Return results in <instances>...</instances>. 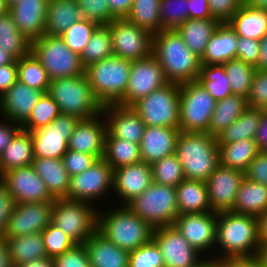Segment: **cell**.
<instances>
[{"label":"cell","instance_id":"11e5206c","mask_svg":"<svg viewBox=\"0 0 267 267\" xmlns=\"http://www.w3.org/2000/svg\"><path fill=\"white\" fill-rule=\"evenodd\" d=\"M246 4L250 7L267 11V0H249Z\"/></svg>","mask_w":267,"mask_h":267},{"label":"cell","instance_id":"816d5d0a","mask_svg":"<svg viewBox=\"0 0 267 267\" xmlns=\"http://www.w3.org/2000/svg\"><path fill=\"white\" fill-rule=\"evenodd\" d=\"M47 257L55 258L73 248L76 243L52 222L42 231Z\"/></svg>","mask_w":267,"mask_h":267},{"label":"cell","instance_id":"f6af8a7d","mask_svg":"<svg viewBox=\"0 0 267 267\" xmlns=\"http://www.w3.org/2000/svg\"><path fill=\"white\" fill-rule=\"evenodd\" d=\"M197 81L216 101L232 95L223 64L201 65Z\"/></svg>","mask_w":267,"mask_h":267},{"label":"cell","instance_id":"30bf717a","mask_svg":"<svg viewBox=\"0 0 267 267\" xmlns=\"http://www.w3.org/2000/svg\"><path fill=\"white\" fill-rule=\"evenodd\" d=\"M97 213L92 204L79 200L55 199L51 222L76 244H84L97 230Z\"/></svg>","mask_w":267,"mask_h":267},{"label":"cell","instance_id":"94428289","mask_svg":"<svg viewBox=\"0 0 267 267\" xmlns=\"http://www.w3.org/2000/svg\"><path fill=\"white\" fill-rule=\"evenodd\" d=\"M245 178L267 187V151H260L244 172Z\"/></svg>","mask_w":267,"mask_h":267},{"label":"cell","instance_id":"6da1fadb","mask_svg":"<svg viewBox=\"0 0 267 267\" xmlns=\"http://www.w3.org/2000/svg\"><path fill=\"white\" fill-rule=\"evenodd\" d=\"M216 245L222 248V253L211 259L220 263L257 257L260 254L257 217L232 211L217 213Z\"/></svg>","mask_w":267,"mask_h":267},{"label":"cell","instance_id":"f35d334b","mask_svg":"<svg viewBox=\"0 0 267 267\" xmlns=\"http://www.w3.org/2000/svg\"><path fill=\"white\" fill-rule=\"evenodd\" d=\"M15 265L47 257L42 232L6 238Z\"/></svg>","mask_w":267,"mask_h":267},{"label":"cell","instance_id":"4fadbf2b","mask_svg":"<svg viewBox=\"0 0 267 267\" xmlns=\"http://www.w3.org/2000/svg\"><path fill=\"white\" fill-rule=\"evenodd\" d=\"M107 26L112 38L113 56L136 61L152 54V35L126 18L115 19Z\"/></svg>","mask_w":267,"mask_h":267},{"label":"cell","instance_id":"003e7915","mask_svg":"<svg viewBox=\"0 0 267 267\" xmlns=\"http://www.w3.org/2000/svg\"><path fill=\"white\" fill-rule=\"evenodd\" d=\"M111 11V15L115 19H124L129 15L133 0H106Z\"/></svg>","mask_w":267,"mask_h":267},{"label":"cell","instance_id":"8992f818","mask_svg":"<svg viewBox=\"0 0 267 267\" xmlns=\"http://www.w3.org/2000/svg\"><path fill=\"white\" fill-rule=\"evenodd\" d=\"M131 61L111 56L85 68L95 98L102 106L117 104L125 95Z\"/></svg>","mask_w":267,"mask_h":267},{"label":"cell","instance_id":"7c38bea8","mask_svg":"<svg viewBox=\"0 0 267 267\" xmlns=\"http://www.w3.org/2000/svg\"><path fill=\"white\" fill-rule=\"evenodd\" d=\"M114 170L102 158L80 174L70 177L67 199L94 204L107 192H112ZM104 194V195H103ZM102 195V196H101ZM98 199V200H97Z\"/></svg>","mask_w":267,"mask_h":267},{"label":"cell","instance_id":"7a4b0ae2","mask_svg":"<svg viewBox=\"0 0 267 267\" xmlns=\"http://www.w3.org/2000/svg\"><path fill=\"white\" fill-rule=\"evenodd\" d=\"M152 55L160 63L169 83L197 81L200 57L188 48L176 30H162L152 35Z\"/></svg>","mask_w":267,"mask_h":267},{"label":"cell","instance_id":"753ad0ef","mask_svg":"<svg viewBox=\"0 0 267 267\" xmlns=\"http://www.w3.org/2000/svg\"><path fill=\"white\" fill-rule=\"evenodd\" d=\"M256 70H267V33L260 40V53Z\"/></svg>","mask_w":267,"mask_h":267},{"label":"cell","instance_id":"603a6c76","mask_svg":"<svg viewBox=\"0 0 267 267\" xmlns=\"http://www.w3.org/2000/svg\"><path fill=\"white\" fill-rule=\"evenodd\" d=\"M153 183L151 165L141 161L114 169L113 192L123 205L141 195Z\"/></svg>","mask_w":267,"mask_h":267},{"label":"cell","instance_id":"a7ac6f4b","mask_svg":"<svg viewBox=\"0 0 267 267\" xmlns=\"http://www.w3.org/2000/svg\"><path fill=\"white\" fill-rule=\"evenodd\" d=\"M255 141L260 151H267V109H263L262 119L256 133Z\"/></svg>","mask_w":267,"mask_h":267},{"label":"cell","instance_id":"91938a15","mask_svg":"<svg viewBox=\"0 0 267 267\" xmlns=\"http://www.w3.org/2000/svg\"><path fill=\"white\" fill-rule=\"evenodd\" d=\"M260 53V41L251 38L238 37L236 58L246 64L257 66Z\"/></svg>","mask_w":267,"mask_h":267},{"label":"cell","instance_id":"1f68e13d","mask_svg":"<svg viewBox=\"0 0 267 267\" xmlns=\"http://www.w3.org/2000/svg\"><path fill=\"white\" fill-rule=\"evenodd\" d=\"M267 211V187L244 177L232 212L259 217Z\"/></svg>","mask_w":267,"mask_h":267},{"label":"cell","instance_id":"d6a6232c","mask_svg":"<svg viewBox=\"0 0 267 267\" xmlns=\"http://www.w3.org/2000/svg\"><path fill=\"white\" fill-rule=\"evenodd\" d=\"M82 19L75 0H49L45 21L46 35H61Z\"/></svg>","mask_w":267,"mask_h":267},{"label":"cell","instance_id":"9c48e42d","mask_svg":"<svg viewBox=\"0 0 267 267\" xmlns=\"http://www.w3.org/2000/svg\"><path fill=\"white\" fill-rule=\"evenodd\" d=\"M180 84L168 83L134 103L131 108L145 126L179 128Z\"/></svg>","mask_w":267,"mask_h":267},{"label":"cell","instance_id":"d4e9b609","mask_svg":"<svg viewBox=\"0 0 267 267\" xmlns=\"http://www.w3.org/2000/svg\"><path fill=\"white\" fill-rule=\"evenodd\" d=\"M49 0H19L9 7L19 31L30 41L45 34V21Z\"/></svg>","mask_w":267,"mask_h":267},{"label":"cell","instance_id":"e7e4bbea","mask_svg":"<svg viewBox=\"0 0 267 267\" xmlns=\"http://www.w3.org/2000/svg\"><path fill=\"white\" fill-rule=\"evenodd\" d=\"M0 121V154L11 142L16 133L21 129V125L8 119ZM6 120V121H5Z\"/></svg>","mask_w":267,"mask_h":267},{"label":"cell","instance_id":"9f6ffc18","mask_svg":"<svg viewBox=\"0 0 267 267\" xmlns=\"http://www.w3.org/2000/svg\"><path fill=\"white\" fill-rule=\"evenodd\" d=\"M54 267H91L84 244H76L62 255L53 258Z\"/></svg>","mask_w":267,"mask_h":267},{"label":"cell","instance_id":"f1b7e54d","mask_svg":"<svg viewBox=\"0 0 267 267\" xmlns=\"http://www.w3.org/2000/svg\"><path fill=\"white\" fill-rule=\"evenodd\" d=\"M32 166L54 200L67 199L70 176L62 158L35 157Z\"/></svg>","mask_w":267,"mask_h":267},{"label":"cell","instance_id":"979ff035","mask_svg":"<svg viewBox=\"0 0 267 267\" xmlns=\"http://www.w3.org/2000/svg\"><path fill=\"white\" fill-rule=\"evenodd\" d=\"M8 7L6 6L4 0H0V16L8 12Z\"/></svg>","mask_w":267,"mask_h":267},{"label":"cell","instance_id":"7402d4cb","mask_svg":"<svg viewBox=\"0 0 267 267\" xmlns=\"http://www.w3.org/2000/svg\"><path fill=\"white\" fill-rule=\"evenodd\" d=\"M103 118V113H100L93 118L81 119L68 140V149L102 159L107 134L106 121Z\"/></svg>","mask_w":267,"mask_h":267},{"label":"cell","instance_id":"c3c4849f","mask_svg":"<svg viewBox=\"0 0 267 267\" xmlns=\"http://www.w3.org/2000/svg\"><path fill=\"white\" fill-rule=\"evenodd\" d=\"M151 169L153 182L159 185L176 187L185 179L182 166L175 153L151 164Z\"/></svg>","mask_w":267,"mask_h":267},{"label":"cell","instance_id":"67dfc351","mask_svg":"<svg viewBox=\"0 0 267 267\" xmlns=\"http://www.w3.org/2000/svg\"><path fill=\"white\" fill-rule=\"evenodd\" d=\"M242 4H246L249 0H240Z\"/></svg>","mask_w":267,"mask_h":267},{"label":"cell","instance_id":"b9f144b4","mask_svg":"<svg viewBox=\"0 0 267 267\" xmlns=\"http://www.w3.org/2000/svg\"><path fill=\"white\" fill-rule=\"evenodd\" d=\"M160 0H133L127 20L155 35L162 31L159 14Z\"/></svg>","mask_w":267,"mask_h":267},{"label":"cell","instance_id":"ac0fdd59","mask_svg":"<svg viewBox=\"0 0 267 267\" xmlns=\"http://www.w3.org/2000/svg\"><path fill=\"white\" fill-rule=\"evenodd\" d=\"M173 225L201 254L216 246V212L179 214Z\"/></svg>","mask_w":267,"mask_h":267},{"label":"cell","instance_id":"4dcf8cb0","mask_svg":"<svg viewBox=\"0 0 267 267\" xmlns=\"http://www.w3.org/2000/svg\"><path fill=\"white\" fill-rule=\"evenodd\" d=\"M179 214L212 212L204 181L184 179L176 186Z\"/></svg>","mask_w":267,"mask_h":267},{"label":"cell","instance_id":"09005b40","mask_svg":"<svg viewBox=\"0 0 267 267\" xmlns=\"http://www.w3.org/2000/svg\"><path fill=\"white\" fill-rule=\"evenodd\" d=\"M256 258L261 262L263 267H267V252L260 253Z\"/></svg>","mask_w":267,"mask_h":267},{"label":"cell","instance_id":"89a4df30","mask_svg":"<svg viewBox=\"0 0 267 267\" xmlns=\"http://www.w3.org/2000/svg\"><path fill=\"white\" fill-rule=\"evenodd\" d=\"M258 222V245L260 253L267 252V211L257 217Z\"/></svg>","mask_w":267,"mask_h":267},{"label":"cell","instance_id":"5b68a950","mask_svg":"<svg viewBox=\"0 0 267 267\" xmlns=\"http://www.w3.org/2000/svg\"><path fill=\"white\" fill-rule=\"evenodd\" d=\"M47 94L57 103L61 114L88 119L102 113L103 106L95 98L86 73L51 80Z\"/></svg>","mask_w":267,"mask_h":267},{"label":"cell","instance_id":"ab89813d","mask_svg":"<svg viewBox=\"0 0 267 267\" xmlns=\"http://www.w3.org/2000/svg\"><path fill=\"white\" fill-rule=\"evenodd\" d=\"M0 48L14 60L27 55L31 49V41L19 31L9 12L0 16Z\"/></svg>","mask_w":267,"mask_h":267},{"label":"cell","instance_id":"11a10c76","mask_svg":"<svg viewBox=\"0 0 267 267\" xmlns=\"http://www.w3.org/2000/svg\"><path fill=\"white\" fill-rule=\"evenodd\" d=\"M248 107L267 109V70H256L247 96Z\"/></svg>","mask_w":267,"mask_h":267},{"label":"cell","instance_id":"e575fe53","mask_svg":"<svg viewBox=\"0 0 267 267\" xmlns=\"http://www.w3.org/2000/svg\"><path fill=\"white\" fill-rule=\"evenodd\" d=\"M220 22L215 18L187 19L176 31L188 48L198 57H202L207 43Z\"/></svg>","mask_w":267,"mask_h":267},{"label":"cell","instance_id":"7dc6e473","mask_svg":"<svg viewBox=\"0 0 267 267\" xmlns=\"http://www.w3.org/2000/svg\"><path fill=\"white\" fill-rule=\"evenodd\" d=\"M60 114L59 107L54 99L47 93H43L29 118L21 125V129L31 132L48 126Z\"/></svg>","mask_w":267,"mask_h":267},{"label":"cell","instance_id":"2e32d148","mask_svg":"<svg viewBox=\"0 0 267 267\" xmlns=\"http://www.w3.org/2000/svg\"><path fill=\"white\" fill-rule=\"evenodd\" d=\"M152 239L159 246L165 267H198L206 260L174 225L154 228Z\"/></svg>","mask_w":267,"mask_h":267},{"label":"cell","instance_id":"6f0895ef","mask_svg":"<svg viewBox=\"0 0 267 267\" xmlns=\"http://www.w3.org/2000/svg\"><path fill=\"white\" fill-rule=\"evenodd\" d=\"M99 158L87 153L73 151L68 149L63 155L62 160L64 167L68 171L69 176L80 174L91 167Z\"/></svg>","mask_w":267,"mask_h":267},{"label":"cell","instance_id":"83f0119b","mask_svg":"<svg viewBox=\"0 0 267 267\" xmlns=\"http://www.w3.org/2000/svg\"><path fill=\"white\" fill-rule=\"evenodd\" d=\"M238 36L228 22L220 23L200 58L201 65L224 64L236 58Z\"/></svg>","mask_w":267,"mask_h":267},{"label":"cell","instance_id":"836d02e7","mask_svg":"<svg viewBox=\"0 0 267 267\" xmlns=\"http://www.w3.org/2000/svg\"><path fill=\"white\" fill-rule=\"evenodd\" d=\"M228 23L238 37L260 41L267 33V11L243 4Z\"/></svg>","mask_w":267,"mask_h":267},{"label":"cell","instance_id":"5bb4252c","mask_svg":"<svg viewBox=\"0 0 267 267\" xmlns=\"http://www.w3.org/2000/svg\"><path fill=\"white\" fill-rule=\"evenodd\" d=\"M168 83L160 63L152 54L145 59L132 61L125 95L117 105L131 107Z\"/></svg>","mask_w":267,"mask_h":267},{"label":"cell","instance_id":"74e56055","mask_svg":"<svg viewBox=\"0 0 267 267\" xmlns=\"http://www.w3.org/2000/svg\"><path fill=\"white\" fill-rule=\"evenodd\" d=\"M219 164L245 172L260 152L255 140L243 139L229 144H218Z\"/></svg>","mask_w":267,"mask_h":267},{"label":"cell","instance_id":"277c9868","mask_svg":"<svg viewBox=\"0 0 267 267\" xmlns=\"http://www.w3.org/2000/svg\"><path fill=\"white\" fill-rule=\"evenodd\" d=\"M175 154L185 179L206 182L219 165L217 138L208 133L180 131Z\"/></svg>","mask_w":267,"mask_h":267},{"label":"cell","instance_id":"2644e50d","mask_svg":"<svg viewBox=\"0 0 267 267\" xmlns=\"http://www.w3.org/2000/svg\"><path fill=\"white\" fill-rule=\"evenodd\" d=\"M226 267H263L255 258L231 259L223 263Z\"/></svg>","mask_w":267,"mask_h":267},{"label":"cell","instance_id":"6125c7cd","mask_svg":"<svg viewBox=\"0 0 267 267\" xmlns=\"http://www.w3.org/2000/svg\"><path fill=\"white\" fill-rule=\"evenodd\" d=\"M14 206L15 202L12 195L0 181V237H5L8 220Z\"/></svg>","mask_w":267,"mask_h":267},{"label":"cell","instance_id":"b9fcfbb0","mask_svg":"<svg viewBox=\"0 0 267 267\" xmlns=\"http://www.w3.org/2000/svg\"><path fill=\"white\" fill-rule=\"evenodd\" d=\"M208 259V260H207ZM223 263L217 262L216 260L207 257L206 260L201 263L198 267H220Z\"/></svg>","mask_w":267,"mask_h":267},{"label":"cell","instance_id":"8d00e7d4","mask_svg":"<svg viewBox=\"0 0 267 267\" xmlns=\"http://www.w3.org/2000/svg\"><path fill=\"white\" fill-rule=\"evenodd\" d=\"M263 109L248 107L217 138V144H229L243 139L255 140Z\"/></svg>","mask_w":267,"mask_h":267},{"label":"cell","instance_id":"7bdbcfd3","mask_svg":"<svg viewBox=\"0 0 267 267\" xmlns=\"http://www.w3.org/2000/svg\"><path fill=\"white\" fill-rule=\"evenodd\" d=\"M16 63L19 82L47 93L51 80L41 62L31 51L16 60Z\"/></svg>","mask_w":267,"mask_h":267},{"label":"cell","instance_id":"bcb514c9","mask_svg":"<svg viewBox=\"0 0 267 267\" xmlns=\"http://www.w3.org/2000/svg\"><path fill=\"white\" fill-rule=\"evenodd\" d=\"M232 94L247 98L256 68L240 59H231L224 64Z\"/></svg>","mask_w":267,"mask_h":267},{"label":"cell","instance_id":"484cf974","mask_svg":"<svg viewBox=\"0 0 267 267\" xmlns=\"http://www.w3.org/2000/svg\"><path fill=\"white\" fill-rule=\"evenodd\" d=\"M179 128L146 126L140 143L142 161L151 165L175 153Z\"/></svg>","mask_w":267,"mask_h":267},{"label":"cell","instance_id":"cb8c5ba5","mask_svg":"<svg viewBox=\"0 0 267 267\" xmlns=\"http://www.w3.org/2000/svg\"><path fill=\"white\" fill-rule=\"evenodd\" d=\"M42 95L41 90L31 88L17 80L0 97V116L22 125Z\"/></svg>","mask_w":267,"mask_h":267},{"label":"cell","instance_id":"4316f807","mask_svg":"<svg viewBox=\"0 0 267 267\" xmlns=\"http://www.w3.org/2000/svg\"><path fill=\"white\" fill-rule=\"evenodd\" d=\"M84 245L91 267H129V251L118 247L97 230Z\"/></svg>","mask_w":267,"mask_h":267},{"label":"cell","instance_id":"681fc988","mask_svg":"<svg viewBox=\"0 0 267 267\" xmlns=\"http://www.w3.org/2000/svg\"><path fill=\"white\" fill-rule=\"evenodd\" d=\"M188 0H160L159 14L162 30H176L189 19Z\"/></svg>","mask_w":267,"mask_h":267},{"label":"cell","instance_id":"3957f363","mask_svg":"<svg viewBox=\"0 0 267 267\" xmlns=\"http://www.w3.org/2000/svg\"><path fill=\"white\" fill-rule=\"evenodd\" d=\"M111 209L97 213V231L105 238L129 252L152 240L154 228L127 205Z\"/></svg>","mask_w":267,"mask_h":267},{"label":"cell","instance_id":"9a60e30c","mask_svg":"<svg viewBox=\"0 0 267 267\" xmlns=\"http://www.w3.org/2000/svg\"><path fill=\"white\" fill-rule=\"evenodd\" d=\"M81 119L60 114L48 126L31 131L34 157L61 159L68 150V140Z\"/></svg>","mask_w":267,"mask_h":267},{"label":"cell","instance_id":"2a66077c","mask_svg":"<svg viewBox=\"0 0 267 267\" xmlns=\"http://www.w3.org/2000/svg\"><path fill=\"white\" fill-rule=\"evenodd\" d=\"M14 59L0 48V66L11 64Z\"/></svg>","mask_w":267,"mask_h":267},{"label":"cell","instance_id":"f907efd6","mask_svg":"<svg viewBox=\"0 0 267 267\" xmlns=\"http://www.w3.org/2000/svg\"><path fill=\"white\" fill-rule=\"evenodd\" d=\"M99 25L87 19H81L75 22L60 36L64 39L66 46L81 55L87 45L91 35Z\"/></svg>","mask_w":267,"mask_h":267},{"label":"cell","instance_id":"34e18365","mask_svg":"<svg viewBox=\"0 0 267 267\" xmlns=\"http://www.w3.org/2000/svg\"><path fill=\"white\" fill-rule=\"evenodd\" d=\"M16 267H54L53 258L44 257L41 259L29 261L27 263L19 264Z\"/></svg>","mask_w":267,"mask_h":267},{"label":"cell","instance_id":"ffe728a7","mask_svg":"<svg viewBox=\"0 0 267 267\" xmlns=\"http://www.w3.org/2000/svg\"><path fill=\"white\" fill-rule=\"evenodd\" d=\"M244 172L218 165L206 181L212 212L232 211Z\"/></svg>","mask_w":267,"mask_h":267},{"label":"cell","instance_id":"52a82bcc","mask_svg":"<svg viewBox=\"0 0 267 267\" xmlns=\"http://www.w3.org/2000/svg\"><path fill=\"white\" fill-rule=\"evenodd\" d=\"M30 51L41 62L50 80L85 73L80 55L70 50L59 35H42L31 41Z\"/></svg>","mask_w":267,"mask_h":267},{"label":"cell","instance_id":"44dd1931","mask_svg":"<svg viewBox=\"0 0 267 267\" xmlns=\"http://www.w3.org/2000/svg\"><path fill=\"white\" fill-rule=\"evenodd\" d=\"M102 113L106 121V137H114L140 144L145 124L131 108L117 104L103 106Z\"/></svg>","mask_w":267,"mask_h":267},{"label":"cell","instance_id":"e0dca14e","mask_svg":"<svg viewBox=\"0 0 267 267\" xmlns=\"http://www.w3.org/2000/svg\"><path fill=\"white\" fill-rule=\"evenodd\" d=\"M0 181L15 203L54 201L32 165L9 170L0 176Z\"/></svg>","mask_w":267,"mask_h":267},{"label":"cell","instance_id":"8c879c8a","mask_svg":"<svg viewBox=\"0 0 267 267\" xmlns=\"http://www.w3.org/2000/svg\"><path fill=\"white\" fill-rule=\"evenodd\" d=\"M0 267H15L5 237H0Z\"/></svg>","mask_w":267,"mask_h":267},{"label":"cell","instance_id":"d6986e66","mask_svg":"<svg viewBox=\"0 0 267 267\" xmlns=\"http://www.w3.org/2000/svg\"><path fill=\"white\" fill-rule=\"evenodd\" d=\"M53 204L54 201L15 203L5 238L42 232L51 223Z\"/></svg>","mask_w":267,"mask_h":267},{"label":"cell","instance_id":"deb4b68c","mask_svg":"<svg viewBox=\"0 0 267 267\" xmlns=\"http://www.w3.org/2000/svg\"><path fill=\"white\" fill-rule=\"evenodd\" d=\"M19 0H4L6 6L9 8L12 5H14L15 3H17Z\"/></svg>","mask_w":267,"mask_h":267},{"label":"cell","instance_id":"f546056e","mask_svg":"<svg viewBox=\"0 0 267 267\" xmlns=\"http://www.w3.org/2000/svg\"><path fill=\"white\" fill-rule=\"evenodd\" d=\"M34 158L31 133L20 129L0 154V176L9 170L32 165Z\"/></svg>","mask_w":267,"mask_h":267},{"label":"cell","instance_id":"8fae6325","mask_svg":"<svg viewBox=\"0 0 267 267\" xmlns=\"http://www.w3.org/2000/svg\"><path fill=\"white\" fill-rule=\"evenodd\" d=\"M216 102L198 81L180 84V131L208 133Z\"/></svg>","mask_w":267,"mask_h":267},{"label":"cell","instance_id":"db71d44e","mask_svg":"<svg viewBox=\"0 0 267 267\" xmlns=\"http://www.w3.org/2000/svg\"><path fill=\"white\" fill-rule=\"evenodd\" d=\"M83 19L93 21L98 25H107L115 18L111 15L106 0H75Z\"/></svg>","mask_w":267,"mask_h":267},{"label":"cell","instance_id":"be15d7a7","mask_svg":"<svg viewBox=\"0 0 267 267\" xmlns=\"http://www.w3.org/2000/svg\"><path fill=\"white\" fill-rule=\"evenodd\" d=\"M18 80L17 63L0 66V97Z\"/></svg>","mask_w":267,"mask_h":267},{"label":"cell","instance_id":"f5cc1de1","mask_svg":"<svg viewBox=\"0 0 267 267\" xmlns=\"http://www.w3.org/2000/svg\"><path fill=\"white\" fill-rule=\"evenodd\" d=\"M129 267H165L159 246L153 239L129 252Z\"/></svg>","mask_w":267,"mask_h":267},{"label":"cell","instance_id":"60d3db41","mask_svg":"<svg viewBox=\"0 0 267 267\" xmlns=\"http://www.w3.org/2000/svg\"><path fill=\"white\" fill-rule=\"evenodd\" d=\"M103 159L113 170L139 163L142 161L140 144L131 143L124 139L105 137V153Z\"/></svg>","mask_w":267,"mask_h":267},{"label":"cell","instance_id":"ee69618b","mask_svg":"<svg viewBox=\"0 0 267 267\" xmlns=\"http://www.w3.org/2000/svg\"><path fill=\"white\" fill-rule=\"evenodd\" d=\"M111 56H113V47L110 29L107 25H99L81 53L80 61L86 68Z\"/></svg>","mask_w":267,"mask_h":267},{"label":"cell","instance_id":"d590c367","mask_svg":"<svg viewBox=\"0 0 267 267\" xmlns=\"http://www.w3.org/2000/svg\"><path fill=\"white\" fill-rule=\"evenodd\" d=\"M248 108L247 98L242 95H230L216 102L208 134L218 136L228 128Z\"/></svg>","mask_w":267,"mask_h":267},{"label":"cell","instance_id":"ba28073f","mask_svg":"<svg viewBox=\"0 0 267 267\" xmlns=\"http://www.w3.org/2000/svg\"><path fill=\"white\" fill-rule=\"evenodd\" d=\"M127 206L153 228L173 225L179 215L176 187L154 182Z\"/></svg>","mask_w":267,"mask_h":267},{"label":"cell","instance_id":"680465c9","mask_svg":"<svg viewBox=\"0 0 267 267\" xmlns=\"http://www.w3.org/2000/svg\"><path fill=\"white\" fill-rule=\"evenodd\" d=\"M213 18L220 23L228 22L243 5L240 0H208Z\"/></svg>","mask_w":267,"mask_h":267},{"label":"cell","instance_id":"03108f58","mask_svg":"<svg viewBox=\"0 0 267 267\" xmlns=\"http://www.w3.org/2000/svg\"><path fill=\"white\" fill-rule=\"evenodd\" d=\"M189 19L213 18L209 9L208 0H188Z\"/></svg>","mask_w":267,"mask_h":267}]
</instances>
